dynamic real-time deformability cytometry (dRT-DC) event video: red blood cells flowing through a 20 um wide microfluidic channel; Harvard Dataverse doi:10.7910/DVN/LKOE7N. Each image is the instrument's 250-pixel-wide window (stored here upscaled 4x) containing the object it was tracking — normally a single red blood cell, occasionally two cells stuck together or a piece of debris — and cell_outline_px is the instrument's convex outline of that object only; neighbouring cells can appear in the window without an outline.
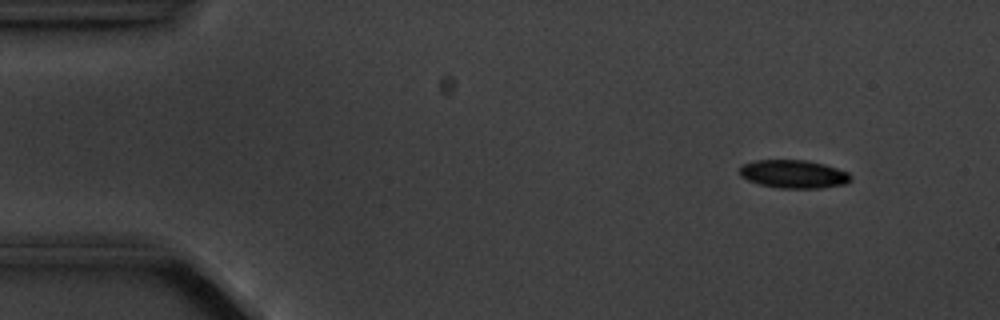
{"species": "common noctule bat (a hibernating species)", "species_latin": "Nyctalus noctula", "temperature_condition": "cold", "stored_images_in_passage": 6, "camera_frame_rate_fps": 3000, "um_per_image_px": 0.085, "animal": {"sex": "male", "body_mass_g": 20.1, "forearm_length_mm": 53.5}, "frame": {"image": 1, "passage_image": 2, "time_ms": 1.333, "image_size_px": [1000, 320], "cell_outline_px": [[852, 180], [848, 184], [820, 188], [780, 188], [760, 184], [748, 180], [740, 176], [740, 164], [756, 160], [808, 160], [824, 164], [848, 172], [852, 176]], "centroid_in_image_um": [67.48, 14.79], "position_along_channel_um": 17.5, "area_um2": 18.44}}
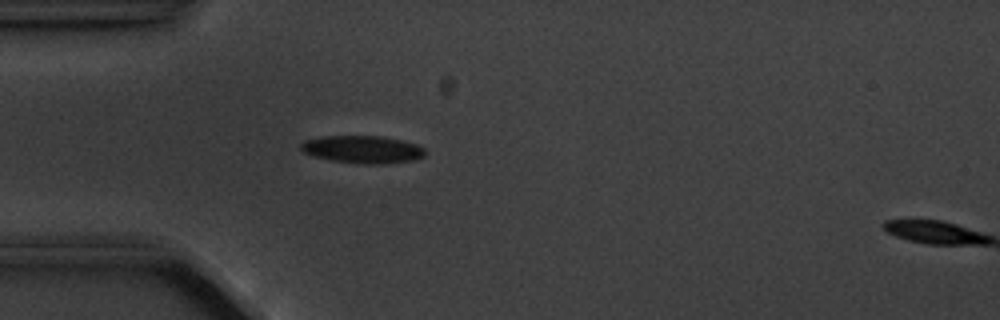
{"frame": {"image": 2, "passage_image": 5, "time_ms": 4.667, "image_size_px": [1000, 320], "cell_outline_px": [[424, 156], [416, 160], [384, 164], [364, 164], [332, 160], [312, 156], [304, 152], [300, 148], [300, 144], [304, 140], [320, 136], [380, 136], [400, 140], [416, 144], [424, 148]], "centroid_in_image_um": [30.8, 12.7], "position_along_channel_um": 54.2, "area_um2": 20.0}}